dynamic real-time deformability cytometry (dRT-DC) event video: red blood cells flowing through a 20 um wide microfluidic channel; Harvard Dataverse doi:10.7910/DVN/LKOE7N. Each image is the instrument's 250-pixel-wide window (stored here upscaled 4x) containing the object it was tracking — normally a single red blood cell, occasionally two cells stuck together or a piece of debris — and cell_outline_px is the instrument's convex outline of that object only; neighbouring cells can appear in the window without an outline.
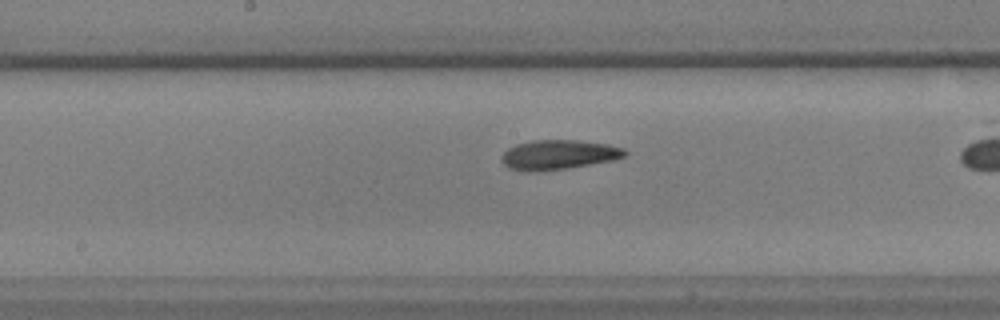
{"species": "common noctule bat (a hibernating species)", "species_latin": "Nyctalus noctula", "temperature_condition": "warm", "stored_images_in_passage": 27, "camera_frame_rate_fps": 3000, "um_per_image_px": 0.085, "animal": {"sex": "male", "body_mass_g": 17.9, "forearm_length_mm": 54.2}, "frame": {"image": 1, "passage_image": 20, "time_ms": 6.333, "image_size_px": [1000, 320], "cell_outline_px": [[628, 152], [624, 156], [612, 160], [568, 168], [536, 172], [524, 172], [508, 168], [500, 160], [500, 156], [508, 148], [516, 144], [532, 140], [576, 140], [608, 144], [624, 148]], "centroid_in_image_um": [47.42, 13.16], "position_along_channel_um": 200.8, "area_um2": 21.44}}
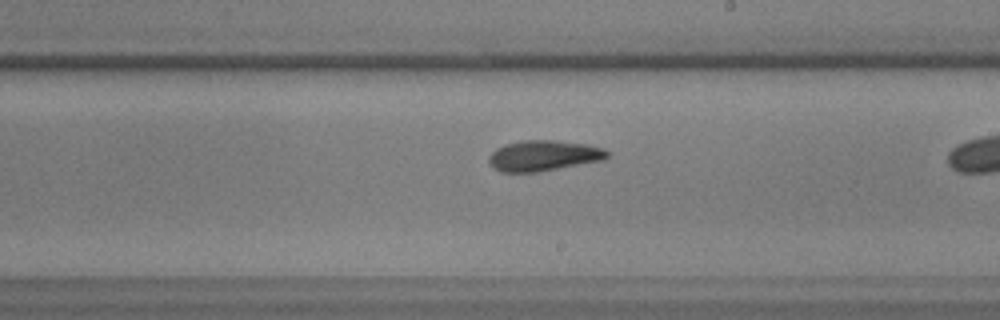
{"frame": {"image": 2, "passage_image": 23, "time_ms": 7.333, "image_size_px": [1000, 320], "cell_outline_px": [[608, 156], [604, 160], [536, 172], [500, 172], [492, 168], [488, 164], [488, 156], [496, 148], [504, 144], [520, 140], [552, 140], [588, 144], [604, 148], [608, 152]], "centroid_in_image_um": [46.16, 13.23], "position_along_channel_um": 242.8, "area_um2": 21.33}}